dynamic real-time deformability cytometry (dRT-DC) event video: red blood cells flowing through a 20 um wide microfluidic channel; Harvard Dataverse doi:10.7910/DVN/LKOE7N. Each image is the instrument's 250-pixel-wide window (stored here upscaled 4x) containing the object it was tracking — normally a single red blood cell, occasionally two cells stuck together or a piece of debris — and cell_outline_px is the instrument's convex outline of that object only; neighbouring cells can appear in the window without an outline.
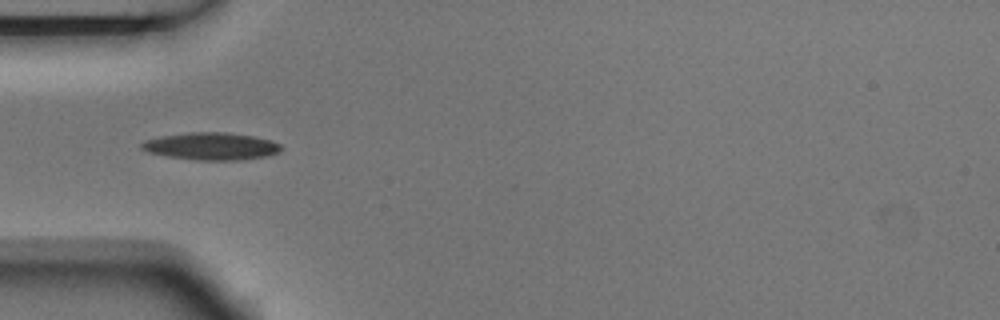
{"species": "Egyptian fruit bat (a non-hibernating species)", "species_latin": "Rousettus aegyptiacus", "temperature_condition": "room temperature", "stored_images_in_passage": 6, "camera_frame_rate_fps": 3000, "um_per_image_px": 0.085, "animal": {"sex": "male"}, "frame": {"image": 1, "passage_image": 4, "time_ms": 1.0, "image_size_px": [1000, 320], "cell_outline_px": [[284, 148], [280, 152], [268, 156], [244, 160], [196, 160], [164, 156], [148, 152], [140, 148], [140, 144], [144, 140], [164, 136], [192, 132], [224, 132], [252, 136], [272, 140], [280, 144]], "centroid_in_image_um": [17.99, 12.44], "position_along_channel_um": 67.0, "area_um2": 22.43}}
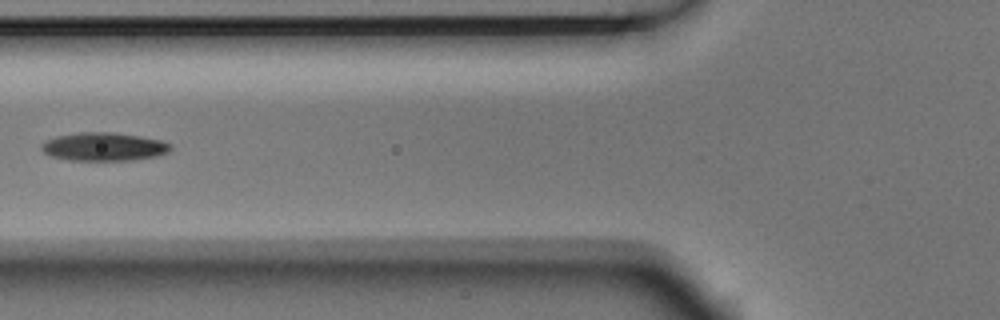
{"frame": {"image": 2, "passage_image": 5, "time_ms": 1.333, "image_size_px": [1000, 320], "cell_outline_px": [[172, 148], [168, 152], [156, 156], [132, 160], [68, 160], [52, 156], [44, 152], [40, 148], [40, 144], [44, 140], [56, 136], [80, 132], [112, 132], [140, 136], [160, 140], [172, 144]], "centroid_in_image_um": [8.81, 12.46], "position_along_channel_um": 117.0, "area_um2": 21.39}}
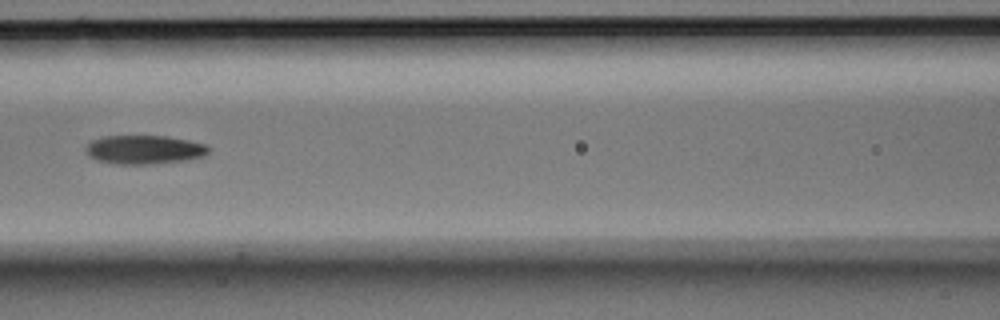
{"frame": {"image": 3, "passage_image": 6, "time_ms": 1.667, "image_size_px": [1000, 320], "cell_outline_px": [[208, 152], [204, 156], [184, 160], [152, 164], [116, 164], [96, 160], [88, 156], [84, 148], [92, 140], [100, 136], [168, 136], [208, 144]], "centroid_in_image_um": [12.23, 12.71], "position_along_channel_um": 154.4, "area_um2": 20.75}}